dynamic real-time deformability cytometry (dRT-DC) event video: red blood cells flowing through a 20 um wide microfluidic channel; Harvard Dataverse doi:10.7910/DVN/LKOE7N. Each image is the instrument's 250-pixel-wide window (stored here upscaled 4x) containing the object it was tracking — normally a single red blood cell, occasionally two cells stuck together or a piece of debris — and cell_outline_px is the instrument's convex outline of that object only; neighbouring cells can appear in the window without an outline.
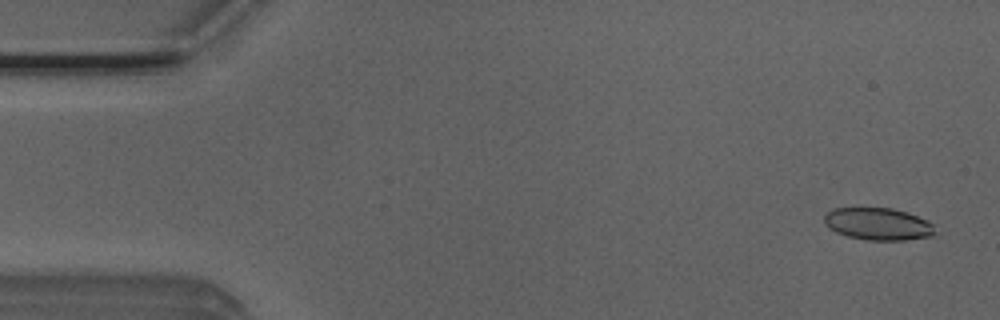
{"species": "Egyptian fruit bat (a non-hibernating species)", "species_latin": "Rousettus aegyptiacus", "temperature_condition": "room temperature", "stored_images_in_passage": 6, "camera_frame_rate_fps": 3000, "um_per_image_px": 0.085, "animal": {"sex": "male"}, "frame": {"image": 1, "passage_image": 2, "time_ms": 0.333, "image_size_px": [1000, 320], "cell_outline_px": [[932, 236], [908, 240], [864, 240], [848, 236], [836, 232], [828, 228], [824, 224], [824, 216], [832, 208], [892, 208], [928, 220], [932, 224]], "centroid_in_image_um": [74.58, 19.04], "position_along_channel_um": 10.4, "area_um2": 20.69}}